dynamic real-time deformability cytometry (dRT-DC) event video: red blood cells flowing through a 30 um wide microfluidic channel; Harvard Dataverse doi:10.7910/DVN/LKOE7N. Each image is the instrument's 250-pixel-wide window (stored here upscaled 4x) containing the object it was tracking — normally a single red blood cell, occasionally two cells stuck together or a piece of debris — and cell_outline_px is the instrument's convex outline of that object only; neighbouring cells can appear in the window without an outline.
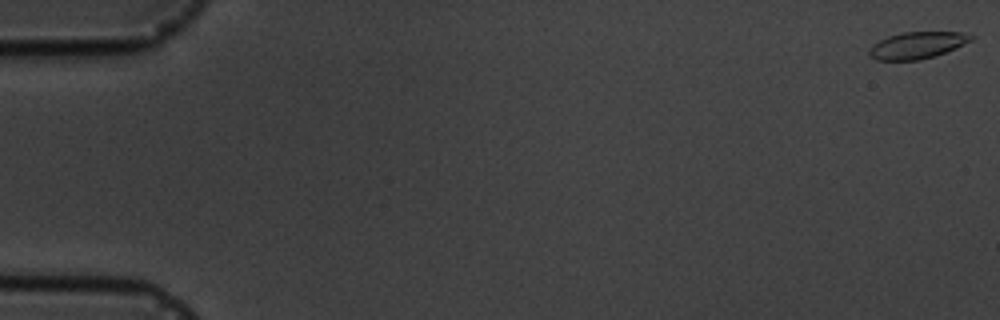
{"species": "common noctule bat (a hibernating species)", "species_latin": "Nyctalus noctula", "temperature_condition": "cold", "stored_images_in_passage": 5, "camera_frame_rate_fps": 3000, "um_per_image_px": 0.085, "animal": {"sex": "male", "body_mass_g": 19.5, "forearm_length_mm": 54.6}, "frame": {"image": 1, "passage_image": 1, "time_ms": 0.0, "image_size_px": [1000, 320], "cell_outline_px": [[972, 40], [964, 44], [936, 56], [920, 60], [876, 60], [868, 56], [868, 48], [880, 40], [888, 36], [904, 32], [960, 32], [972, 36]], "centroid_in_image_um": [77.91, 3.86], "position_along_channel_um": 7.1, "area_um2": 15.84}}
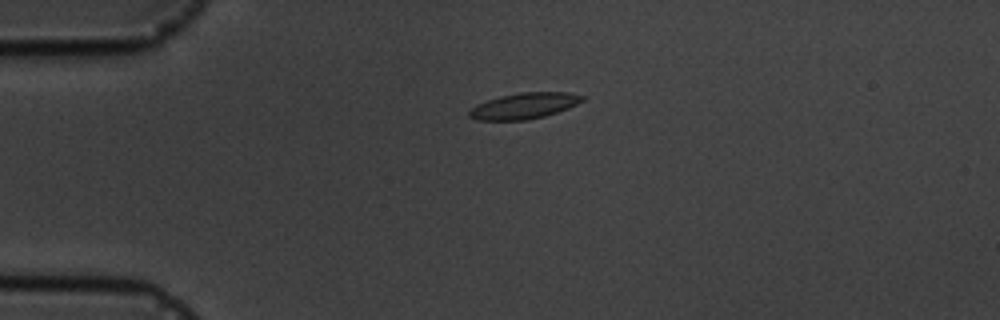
{"frame": {"image": 2, "passage_image": 4, "time_ms": 4.333, "image_size_px": [1000, 320], "cell_outline_px": [[584, 100], [568, 108], [544, 116], [528, 120], [476, 120], [468, 116], [468, 112], [476, 104], [500, 96], [520, 92], [568, 92], [584, 96]], "centroid_in_image_um": [44.53, 8.99], "position_along_channel_um": 40.5, "area_um2": 17.05}}